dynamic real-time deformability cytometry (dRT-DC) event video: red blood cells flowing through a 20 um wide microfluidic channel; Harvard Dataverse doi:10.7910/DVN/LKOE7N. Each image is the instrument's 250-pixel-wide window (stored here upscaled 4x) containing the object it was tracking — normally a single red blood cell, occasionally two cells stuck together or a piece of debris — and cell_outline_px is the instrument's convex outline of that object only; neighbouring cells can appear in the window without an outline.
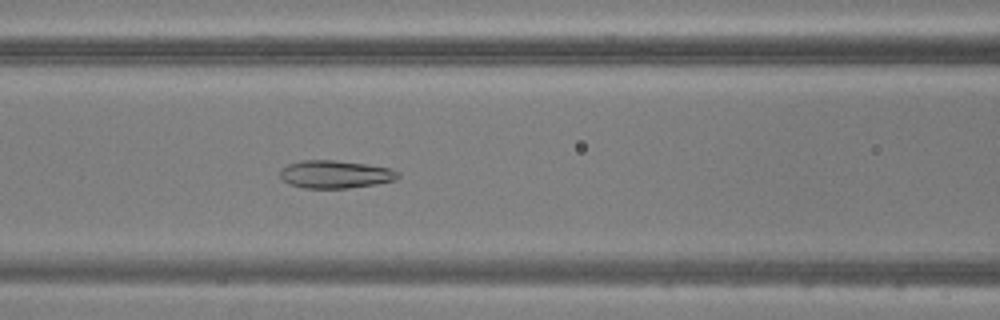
{"species": "common noctule bat (a hibernating species)", "species_latin": "Nyctalus noctula", "temperature_condition": "warm", "stored_images_in_passage": 47, "camera_frame_rate_fps": 3000, "um_per_image_px": 0.085, "animal": {"sex": "male", "body_mass_g": 20.5, "forearm_length_mm": 52.5}, "frame": {"image": 1, "passage_image": 19, "time_ms": 6.0, "image_size_px": [1000, 320], "cell_outline_px": [[400, 176], [396, 180], [376, 184], [348, 188], [304, 188], [288, 184], [280, 176], [280, 168], [288, 164], [300, 160], [336, 160], [368, 164], [392, 168], [400, 172]], "centroid_in_image_um": [28.52, 14.81], "position_along_channel_um": 138.1, "area_um2": 19.42}}
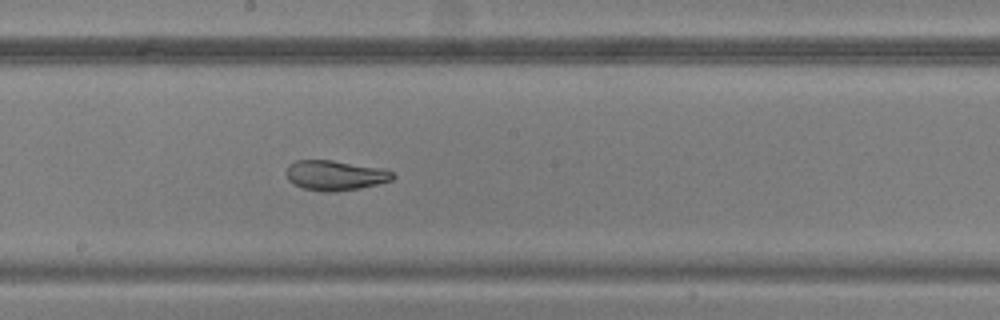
{"frame": {"image": 2, "passage_image": 25, "time_ms": 8.0, "image_size_px": [1000, 320], "cell_outline_px": [[396, 176], [392, 180], [360, 188], [332, 192], [320, 192], [304, 188], [288, 180], [288, 164], [296, 160], [332, 160], [388, 168]], "centroid_in_image_um": [28.55, 14.89], "position_along_channel_um": 219.6, "area_um2": 18.73}}
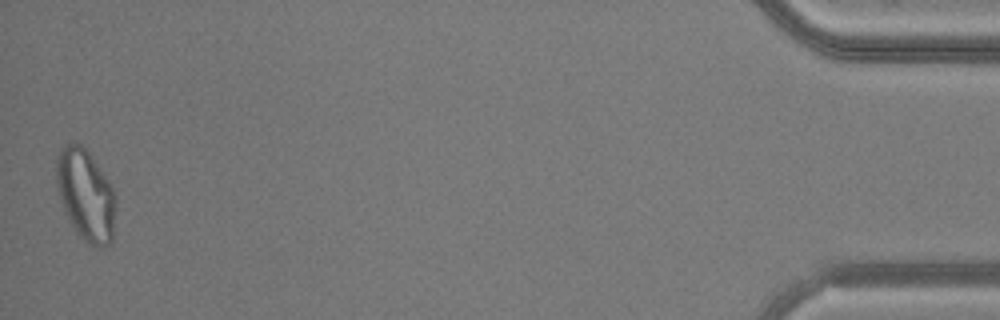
{"frame": {"image": 3, "passage_image": 47, "time_ms": 15.333, "image_size_px": [1000, 320], "cell_outline_px": [[116, 208], [112, 240], [108, 244], [100, 248], [84, 240], [76, 232], [64, 212], [56, 188], [56, 156], [60, 148], [68, 144], [80, 144], [88, 152], [108, 180], [116, 196]], "centroid_in_image_um": [7.27, 16.58], "position_along_channel_um": 427.9, "area_um2": 31.62}}